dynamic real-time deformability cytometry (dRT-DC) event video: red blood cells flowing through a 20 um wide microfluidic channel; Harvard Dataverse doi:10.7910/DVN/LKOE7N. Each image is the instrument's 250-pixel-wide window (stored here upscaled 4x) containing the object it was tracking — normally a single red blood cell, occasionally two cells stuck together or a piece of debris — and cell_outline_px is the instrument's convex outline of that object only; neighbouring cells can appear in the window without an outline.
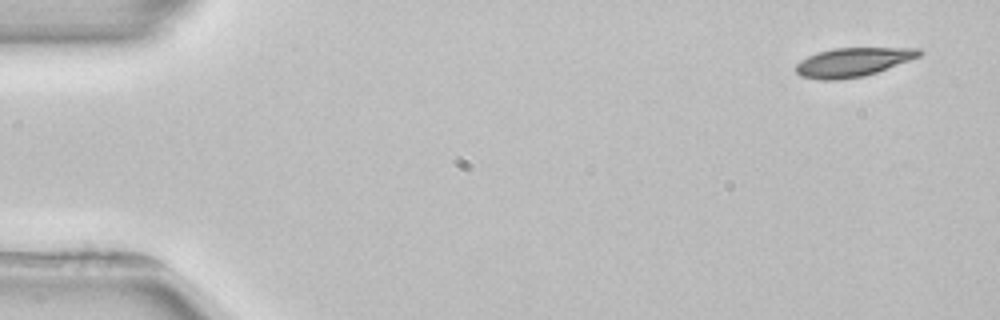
{"species": "common noctule bat (a hibernating species)", "species_latin": "Nyctalus noctula", "temperature_condition": "room temperature", "stored_images_in_passage": 3, "camera_frame_rate_fps": 3000, "um_per_image_px": 0.085, "animal": {"sex": "female", "body_mass_g": 22.7, "forearm_length_mm": 54.2}, "frame": {"image": 1, "passage_image": 1, "time_ms": 0.0, "image_size_px": [1000, 320], "cell_outline_px": [[924, 52], [920, 56], [876, 72], [864, 76], [840, 80], [820, 80], [800, 76], [796, 72], [796, 64], [800, 60], [816, 52], [832, 48], [920, 48]], "centroid_in_image_um": [72.46, 5.28], "position_along_channel_um": 12.5, "area_um2": 20.81}}